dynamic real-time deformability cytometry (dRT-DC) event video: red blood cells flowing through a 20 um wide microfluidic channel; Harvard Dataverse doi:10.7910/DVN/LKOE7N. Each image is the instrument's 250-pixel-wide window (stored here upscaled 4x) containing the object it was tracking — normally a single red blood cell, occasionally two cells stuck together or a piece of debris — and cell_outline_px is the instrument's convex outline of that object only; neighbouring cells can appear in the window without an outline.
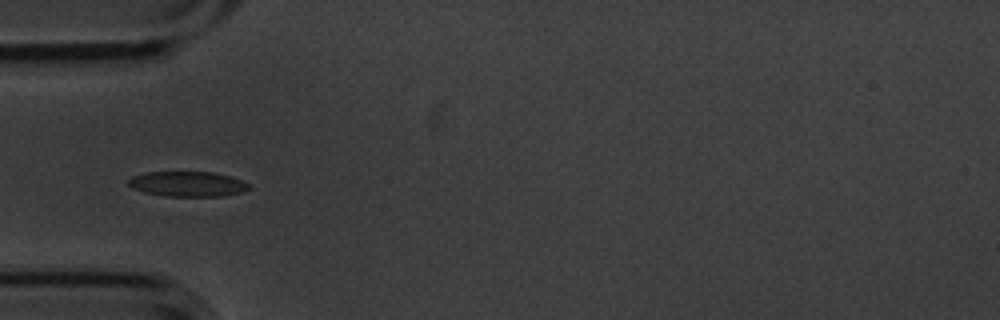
{"species": "common noctule bat (a hibernating species)", "species_latin": "Nyctalus noctula", "temperature_condition": "cold", "stored_images_in_passage": 13, "camera_frame_rate_fps": 3000, "um_per_image_px": 0.085, "animal": {"sex": "male", "body_mass_g": 20.1, "forearm_length_mm": 53.5}, "frame": {"image": 1, "passage_image": 3, "time_ms": 0.667, "image_size_px": [1000, 320], "cell_outline_px": [[252, 188], [244, 192], [224, 196], [164, 196], [144, 192], [132, 188], [128, 184], [128, 180], [132, 176], [148, 172], [212, 172], [228, 176], [240, 180], [248, 184]], "centroid_in_image_um": [15.95, 15.65], "position_along_channel_um": 69.1, "area_um2": 17.63}}
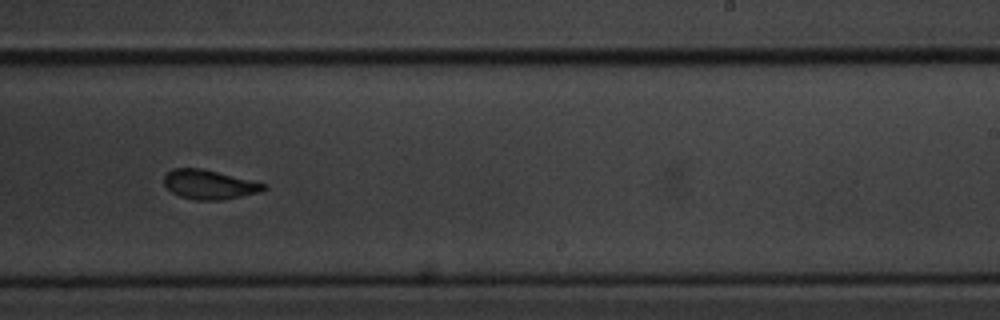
{"frame": {"image": 2, "passage_image": 8, "time_ms": 2.333, "image_size_px": [1000, 320], "cell_outline_px": [[268, 188], [256, 192], [224, 200], [196, 200], [180, 196], [172, 192], [164, 184], [164, 176], [172, 168], [200, 168], [268, 184]], "centroid_in_image_um": [17.77, 15.68], "position_along_channel_um": 271.2, "area_um2": 16.82}}
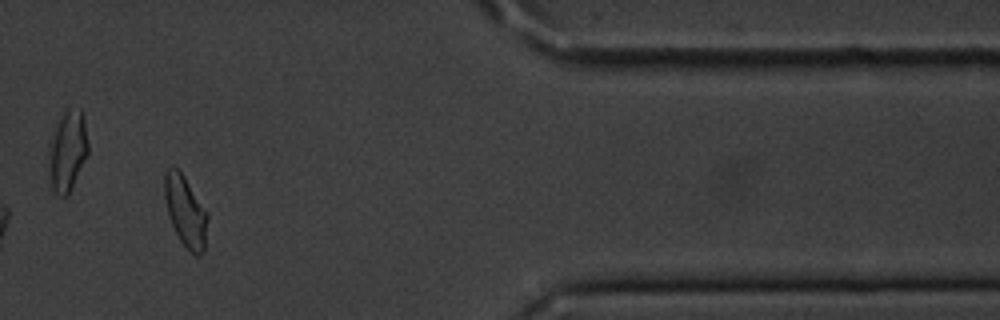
{"frame": {"image": 3, "passage_image": 11, "time_ms": 3.333, "image_size_px": [1000, 320], "cell_outline_px": [[208, 216], [204, 248], [200, 256], [196, 256], [180, 240], [168, 216], [164, 200], [164, 172], [172, 164], [184, 176], [208, 212]], "centroid_in_image_um": [15.75, 17.91], "position_along_channel_um": 395.7, "area_um2": 17.74}}